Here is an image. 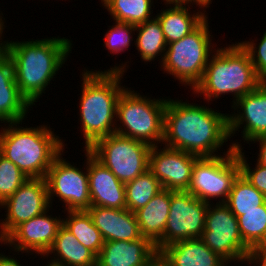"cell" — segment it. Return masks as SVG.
Segmentation results:
<instances>
[{"label": "cell", "mask_w": 266, "mask_h": 266, "mask_svg": "<svg viewBox=\"0 0 266 266\" xmlns=\"http://www.w3.org/2000/svg\"><path fill=\"white\" fill-rule=\"evenodd\" d=\"M72 42L52 37L28 41L7 40L5 53L12 60L20 93L33 106L67 61Z\"/></svg>", "instance_id": "7a4b0ae2"}, {"label": "cell", "mask_w": 266, "mask_h": 266, "mask_svg": "<svg viewBox=\"0 0 266 266\" xmlns=\"http://www.w3.org/2000/svg\"><path fill=\"white\" fill-rule=\"evenodd\" d=\"M208 16L189 34L167 44L161 67L191 90L200 82L211 55L215 52ZM213 45V46H212Z\"/></svg>", "instance_id": "52a82bcc"}, {"label": "cell", "mask_w": 266, "mask_h": 266, "mask_svg": "<svg viewBox=\"0 0 266 266\" xmlns=\"http://www.w3.org/2000/svg\"><path fill=\"white\" fill-rule=\"evenodd\" d=\"M245 157L243 148H238L237 158L242 176L266 197V166L256 163V167L252 168Z\"/></svg>", "instance_id": "d6a6232c"}, {"label": "cell", "mask_w": 266, "mask_h": 266, "mask_svg": "<svg viewBox=\"0 0 266 266\" xmlns=\"http://www.w3.org/2000/svg\"><path fill=\"white\" fill-rule=\"evenodd\" d=\"M91 206L126 208L125 184L87 150Z\"/></svg>", "instance_id": "e0dca14e"}, {"label": "cell", "mask_w": 266, "mask_h": 266, "mask_svg": "<svg viewBox=\"0 0 266 266\" xmlns=\"http://www.w3.org/2000/svg\"><path fill=\"white\" fill-rule=\"evenodd\" d=\"M0 266H24L21 265L20 262L17 261L14 257L6 256L5 254L3 255L2 253L0 254Z\"/></svg>", "instance_id": "f35d334b"}, {"label": "cell", "mask_w": 266, "mask_h": 266, "mask_svg": "<svg viewBox=\"0 0 266 266\" xmlns=\"http://www.w3.org/2000/svg\"><path fill=\"white\" fill-rule=\"evenodd\" d=\"M239 143H231L223 155L199 157L193 165L186 191L208 204L213 203L212 199L225 203L235 180L241 174L237 158V149L242 147Z\"/></svg>", "instance_id": "ba28073f"}, {"label": "cell", "mask_w": 266, "mask_h": 266, "mask_svg": "<svg viewBox=\"0 0 266 266\" xmlns=\"http://www.w3.org/2000/svg\"><path fill=\"white\" fill-rule=\"evenodd\" d=\"M232 104L234 113L228 114L230 138L240 128H243L241 137L248 144L255 138L266 136V81Z\"/></svg>", "instance_id": "2e32d148"}, {"label": "cell", "mask_w": 266, "mask_h": 266, "mask_svg": "<svg viewBox=\"0 0 266 266\" xmlns=\"http://www.w3.org/2000/svg\"><path fill=\"white\" fill-rule=\"evenodd\" d=\"M190 9V6L169 5V8L161 9V13L155 16L161 24L167 44L189 34L207 17L206 11L200 9L192 14Z\"/></svg>", "instance_id": "cb8c5ba5"}, {"label": "cell", "mask_w": 266, "mask_h": 266, "mask_svg": "<svg viewBox=\"0 0 266 266\" xmlns=\"http://www.w3.org/2000/svg\"><path fill=\"white\" fill-rule=\"evenodd\" d=\"M137 38L134 40L138 54L144 62L155 61L161 56L160 65L163 62L167 42L159 20L154 17L136 26ZM156 58V59H155Z\"/></svg>", "instance_id": "d4e9b609"}, {"label": "cell", "mask_w": 266, "mask_h": 266, "mask_svg": "<svg viewBox=\"0 0 266 266\" xmlns=\"http://www.w3.org/2000/svg\"><path fill=\"white\" fill-rule=\"evenodd\" d=\"M85 151V169L71 165L69 161L62 158L63 152L54 160L45 177L49 204L52 209L54 197L65 204L64 211L87 210L91 206L88 171L87 150Z\"/></svg>", "instance_id": "8fae6325"}, {"label": "cell", "mask_w": 266, "mask_h": 266, "mask_svg": "<svg viewBox=\"0 0 266 266\" xmlns=\"http://www.w3.org/2000/svg\"><path fill=\"white\" fill-rule=\"evenodd\" d=\"M128 62L108 70H82V90L79 101V121L82 125L84 150L98 139L115 133L117 102L126 89L122 78Z\"/></svg>", "instance_id": "3957f363"}, {"label": "cell", "mask_w": 266, "mask_h": 266, "mask_svg": "<svg viewBox=\"0 0 266 266\" xmlns=\"http://www.w3.org/2000/svg\"><path fill=\"white\" fill-rule=\"evenodd\" d=\"M6 210L5 219L0 220V244L21 223L43 214L51 208L45 178H29L17 191L0 204Z\"/></svg>", "instance_id": "4fadbf2b"}, {"label": "cell", "mask_w": 266, "mask_h": 266, "mask_svg": "<svg viewBox=\"0 0 266 266\" xmlns=\"http://www.w3.org/2000/svg\"><path fill=\"white\" fill-rule=\"evenodd\" d=\"M48 256L51 257L50 261L65 266L97 265V256L84 247L63 225L59 228L52 247L46 253V257Z\"/></svg>", "instance_id": "603a6c76"}, {"label": "cell", "mask_w": 266, "mask_h": 266, "mask_svg": "<svg viewBox=\"0 0 266 266\" xmlns=\"http://www.w3.org/2000/svg\"><path fill=\"white\" fill-rule=\"evenodd\" d=\"M32 105L20 93L15 82L12 60L0 54V123L24 122Z\"/></svg>", "instance_id": "d6986e66"}, {"label": "cell", "mask_w": 266, "mask_h": 266, "mask_svg": "<svg viewBox=\"0 0 266 266\" xmlns=\"http://www.w3.org/2000/svg\"><path fill=\"white\" fill-rule=\"evenodd\" d=\"M174 266H228V262L213 252L200 238L169 244L162 249Z\"/></svg>", "instance_id": "7402d4cb"}, {"label": "cell", "mask_w": 266, "mask_h": 266, "mask_svg": "<svg viewBox=\"0 0 266 266\" xmlns=\"http://www.w3.org/2000/svg\"><path fill=\"white\" fill-rule=\"evenodd\" d=\"M263 80L256 74L248 52L236 42L216 48L193 94H203L205 101H213L222 95L232 94L233 103L254 91Z\"/></svg>", "instance_id": "5b68a950"}, {"label": "cell", "mask_w": 266, "mask_h": 266, "mask_svg": "<svg viewBox=\"0 0 266 266\" xmlns=\"http://www.w3.org/2000/svg\"><path fill=\"white\" fill-rule=\"evenodd\" d=\"M208 203L188 191L171 190L169 216L163 237L155 244L162 250L169 244L181 240L201 238L205 228Z\"/></svg>", "instance_id": "7c38bea8"}, {"label": "cell", "mask_w": 266, "mask_h": 266, "mask_svg": "<svg viewBox=\"0 0 266 266\" xmlns=\"http://www.w3.org/2000/svg\"><path fill=\"white\" fill-rule=\"evenodd\" d=\"M136 32V26L130 23L117 22L105 32L104 45L112 54L125 52L134 40L133 34Z\"/></svg>", "instance_id": "1f68e13d"}, {"label": "cell", "mask_w": 266, "mask_h": 266, "mask_svg": "<svg viewBox=\"0 0 266 266\" xmlns=\"http://www.w3.org/2000/svg\"><path fill=\"white\" fill-rule=\"evenodd\" d=\"M7 124L0 130V154L26 177L45 178L54 160L64 152L63 139L48 124L25 128L20 126L22 122Z\"/></svg>", "instance_id": "277c9868"}, {"label": "cell", "mask_w": 266, "mask_h": 266, "mask_svg": "<svg viewBox=\"0 0 266 266\" xmlns=\"http://www.w3.org/2000/svg\"><path fill=\"white\" fill-rule=\"evenodd\" d=\"M155 250V245L146 237L135 241H105L96 266H145Z\"/></svg>", "instance_id": "ffe728a7"}, {"label": "cell", "mask_w": 266, "mask_h": 266, "mask_svg": "<svg viewBox=\"0 0 266 266\" xmlns=\"http://www.w3.org/2000/svg\"><path fill=\"white\" fill-rule=\"evenodd\" d=\"M187 102L167 99L162 144L199 157L221 155L218 151L230 139L228 114Z\"/></svg>", "instance_id": "6da1fadb"}, {"label": "cell", "mask_w": 266, "mask_h": 266, "mask_svg": "<svg viewBox=\"0 0 266 266\" xmlns=\"http://www.w3.org/2000/svg\"><path fill=\"white\" fill-rule=\"evenodd\" d=\"M165 5H178V6H192L193 4L199 6L203 11L204 8H208L201 0H162Z\"/></svg>", "instance_id": "74e56055"}, {"label": "cell", "mask_w": 266, "mask_h": 266, "mask_svg": "<svg viewBox=\"0 0 266 266\" xmlns=\"http://www.w3.org/2000/svg\"><path fill=\"white\" fill-rule=\"evenodd\" d=\"M152 146L149 154V170L159 180L163 189L186 191L192 168L199 156L166 147Z\"/></svg>", "instance_id": "5bb4252c"}, {"label": "cell", "mask_w": 266, "mask_h": 266, "mask_svg": "<svg viewBox=\"0 0 266 266\" xmlns=\"http://www.w3.org/2000/svg\"><path fill=\"white\" fill-rule=\"evenodd\" d=\"M240 234L252 251L266 250V202L260 209L241 211L237 217Z\"/></svg>", "instance_id": "4316f807"}, {"label": "cell", "mask_w": 266, "mask_h": 266, "mask_svg": "<svg viewBox=\"0 0 266 266\" xmlns=\"http://www.w3.org/2000/svg\"><path fill=\"white\" fill-rule=\"evenodd\" d=\"M101 3L113 21L137 26L154 18L153 0H102Z\"/></svg>", "instance_id": "83f0119b"}, {"label": "cell", "mask_w": 266, "mask_h": 266, "mask_svg": "<svg viewBox=\"0 0 266 266\" xmlns=\"http://www.w3.org/2000/svg\"><path fill=\"white\" fill-rule=\"evenodd\" d=\"M166 104L167 99L147 98L126 87L117 102L115 133L160 147Z\"/></svg>", "instance_id": "8992f818"}, {"label": "cell", "mask_w": 266, "mask_h": 266, "mask_svg": "<svg viewBox=\"0 0 266 266\" xmlns=\"http://www.w3.org/2000/svg\"><path fill=\"white\" fill-rule=\"evenodd\" d=\"M64 212H67V218H62L63 226L69 230L84 247L90 249L98 256L105 241L101 232L94 225L89 213L86 210Z\"/></svg>", "instance_id": "484cf974"}, {"label": "cell", "mask_w": 266, "mask_h": 266, "mask_svg": "<svg viewBox=\"0 0 266 266\" xmlns=\"http://www.w3.org/2000/svg\"><path fill=\"white\" fill-rule=\"evenodd\" d=\"M256 141L259 142L258 147H260L258 149L259 153H257L258 154L257 163L266 166V136L255 138L250 142L257 143Z\"/></svg>", "instance_id": "8d00e7d4"}, {"label": "cell", "mask_w": 266, "mask_h": 266, "mask_svg": "<svg viewBox=\"0 0 266 266\" xmlns=\"http://www.w3.org/2000/svg\"><path fill=\"white\" fill-rule=\"evenodd\" d=\"M47 263H48V264L45 265V266H65V265H60V264L54 263V262H52V261L47 262Z\"/></svg>", "instance_id": "60d3db41"}, {"label": "cell", "mask_w": 266, "mask_h": 266, "mask_svg": "<svg viewBox=\"0 0 266 266\" xmlns=\"http://www.w3.org/2000/svg\"><path fill=\"white\" fill-rule=\"evenodd\" d=\"M208 8L210 7L209 5L212 3L211 0H201Z\"/></svg>", "instance_id": "b9f144b4"}, {"label": "cell", "mask_w": 266, "mask_h": 266, "mask_svg": "<svg viewBox=\"0 0 266 266\" xmlns=\"http://www.w3.org/2000/svg\"><path fill=\"white\" fill-rule=\"evenodd\" d=\"M247 261V262H246ZM255 264L254 266H266V250L265 251H253L250 253L244 263ZM259 264V265H258Z\"/></svg>", "instance_id": "d590c367"}, {"label": "cell", "mask_w": 266, "mask_h": 266, "mask_svg": "<svg viewBox=\"0 0 266 266\" xmlns=\"http://www.w3.org/2000/svg\"><path fill=\"white\" fill-rule=\"evenodd\" d=\"M151 147L145 142L114 133L98 139L87 150L126 184L149 169Z\"/></svg>", "instance_id": "9c48e42d"}, {"label": "cell", "mask_w": 266, "mask_h": 266, "mask_svg": "<svg viewBox=\"0 0 266 266\" xmlns=\"http://www.w3.org/2000/svg\"><path fill=\"white\" fill-rule=\"evenodd\" d=\"M162 189L159 180L148 169L145 173L125 184L126 208L131 212L137 211Z\"/></svg>", "instance_id": "f546056e"}, {"label": "cell", "mask_w": 266, "mask_h": 266, "mask_svg": "<svg viewBox=\"0 0 266 266\" xmlns=\"http://www.w3.org/2000/svg\"><path fill=\"white\" fill-rule=\"evenodd\" d=\"M28 179L14 163L0 154V204Z\"/></svg>", "instance_id": "4dcf8cb0"}, {"label": "cell", "mask_w": 266, "mask_h": 266, "mask_svg": "<svg viewBox=\"0 0 266 266\" xmlns=\"http://www.w3.org/2000/svg\"><path fill=\"white\" fill-rule=\"evenodd\" d=\"M145 266H174L163 250L156 249L147 259Z\"/></svg>", "instance_id": "e575fe53"}, {"label": "cell", "mask_w": 266, "mask_h": 266, "mask_svg": "<svg viewBox=\"0 0 266 266\" xmlns=\"http://www.w3.org/2000/svg\"><path fill=\"white\" fill-rule=\"evenodd\" d=\"M228 263H244L253 251L244 243L237 217L225 203L208 204L205 228L200 238Z\"/></svg>", "instance_id": "30bf717a"}, {"label": "cell", "mask_w": 266, "mask_h": 266, "mask_svg": "<svg viewBox=\"0 0 266 266\" xmlns=\"http://www.w3.org/2000/svg\"><path fill=\"white\" fill-rule=\"evenodd\" d=\"M171 203V190L162 189L144 207L135 211L142 237L154 245L163 237Z\"/></svg>", "instance_id": "44dd1931"}, {"label": "cell", "mask_w": 266, "mask_h": 266, "mask_svg": "<svg viewBox=\"0 0 266 266\" xmlns=\"http://www.w3.org/2000/svg\"><path fill=\"white\" fill-rule=\"evenodd\" d=\"M49 209L43 214L31 218L18 225L7 237L6 244L15 253L23 252L29 255L40 254L45 257L52 247L59 228L63 225L60 215H48Z\"/></svg>", "instance_id": "9a60e30c"}, {"label": "cell", "mask_w": 266, "mask_h": 266, "mask_svg": "<svg viewBox=\"0 0 266 266\" xmlns=\"http://www.w3.org/2000/svg\"><path fill=\"white\" fill-rule=\"evenodd\" d=\"M86 211L104 241H135L142 237L135 213L127 208L90 206Z\"/></svg>", "instance_id": "ac0fdd59"}, {"label": "cell", "mask_w": 266, "mask_h": 266, "mask_svg": "<svg viewBox=\"0 0 266 266\" xmlns=\"http://www.w3.org/2000/svg\"><path fill=\"white\" fill-rule=\"evenodd\" d=\"M2 16H1V14H0V54L1 53H4L5 52V47H6V45H7V40L6 41H2V35H3V30L5 29V25H4V22L5 21H3L2 20Z\"/></svg>", "instance_id": "ab89813d"}, {"label": "cell", "mask_w": 266, "mask_h": 266, "mask_svg": "<svg viewBox=\"0 0 266 266\" xmlns=\"http://www.w3.org/2000/svg\"><path fill=\"white\" fill-rule=\"evenodd\" d=\"M265 202L266 197L240 174L235 180L225 204L238 217L241 216V211L260 209Z\"/></svg>", "instance_id": "f1b7e54d"}, {"label": "cell", "mask_w": 266, "mask_h": 266, "mask_svg": "<svg viewBox=\"0 0 266 266\" xmlns=\"http://www.w3.org/2000/svg\"><path fill=\"white\" fill-rule=\"evenodd\" d=\"M260 40V43H254L256 40L239 42L248 52L251 63L254 66L256 74L266 81V31ZM257 45V46H256Z\"/></svg>", "instance_id": "836d02e7"}]
</instances>
